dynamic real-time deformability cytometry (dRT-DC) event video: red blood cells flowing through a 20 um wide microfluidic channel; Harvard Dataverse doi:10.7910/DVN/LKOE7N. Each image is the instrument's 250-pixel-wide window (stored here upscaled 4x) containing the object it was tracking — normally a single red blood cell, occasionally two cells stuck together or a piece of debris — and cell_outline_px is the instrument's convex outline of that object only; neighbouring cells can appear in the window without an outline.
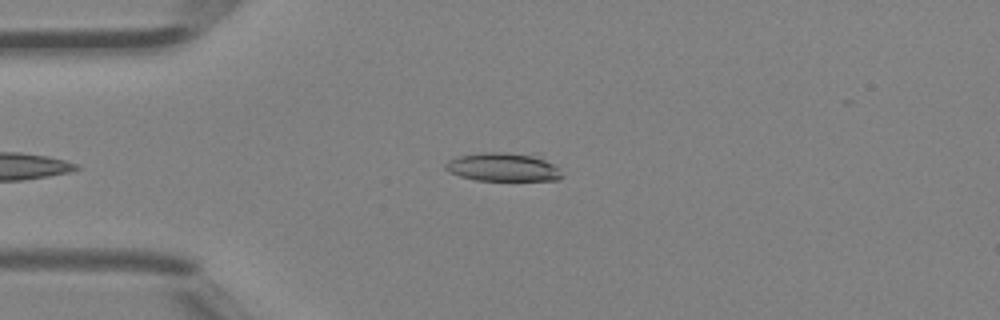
{"species": "Egyptian fruit bat (a non-hibernating species)", "species_latin": "Rousettus aegyptiacus", "temperature_condition": "room temperature", "stored_images_in_passage": 32, "camera_frame_rate_fps": 3000, "um_per_image_px": 0.085, "animal": {"sex": "female"}, "frame": {"image": 1, "passage_image": 1, "time_ms": 0.0, "image_size_px": [1000, 320], "cell_outline_px": [[564, 176], [560, 180], [476, 180], [460, 176], [448, 172], [444, 168], [444, 164], [448, 160], [460, 156], [480, 152], [540, 152], [560, 168]], "centroid_in_image_um": [42.89, 14.16], "position_along_channel_um": 42.1, "area_um2": 20.35}}
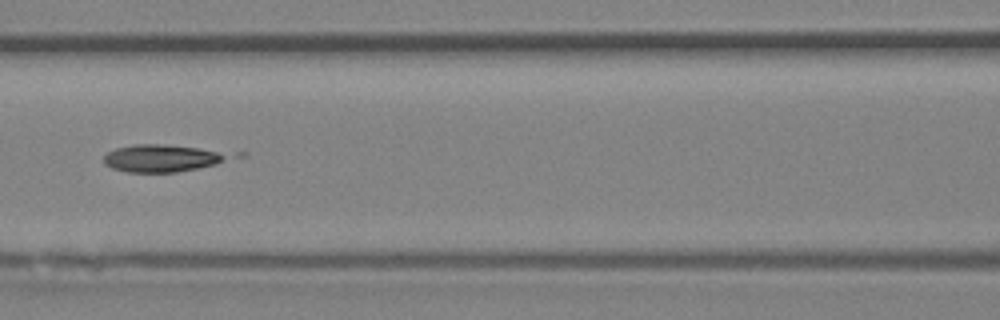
{"frame": {"image": 2, "passage_image": 10, "time_ms": 3.0, "image_size_px": [1000, 320], "cell_outline_px": [[228, 156], [216, 164], [176, 172], [128, 172], [112, 168], [104, 164], [104, 156], [108, 152], [116, 148], [132, 144], [164, 144], [200, 148], [216, 152]], "centroid_in_image_um": [13.61, 13.44], "position_along_channel_um": 153.0, "area_um2": 19.36}}
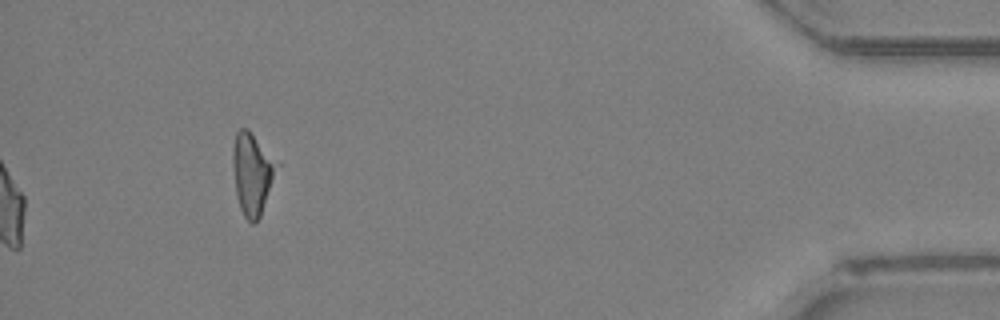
{"frame": {"image": 3, "passage_image": 32, "time_ms": 10.333, "image_size_px": [1000, 320], "cell_outline_px": [[272, 176], [260, 216], [252, 224], [244, 216], [240, 208], [236, 196], [232, 164], [232, 148], [236, 132], [240, 128], [248, 128], [272, 164]], "centroid_in_image_um": [21.28, 14.79], "position_along_channel_um": 413.9, "area_um2": 19.07}}